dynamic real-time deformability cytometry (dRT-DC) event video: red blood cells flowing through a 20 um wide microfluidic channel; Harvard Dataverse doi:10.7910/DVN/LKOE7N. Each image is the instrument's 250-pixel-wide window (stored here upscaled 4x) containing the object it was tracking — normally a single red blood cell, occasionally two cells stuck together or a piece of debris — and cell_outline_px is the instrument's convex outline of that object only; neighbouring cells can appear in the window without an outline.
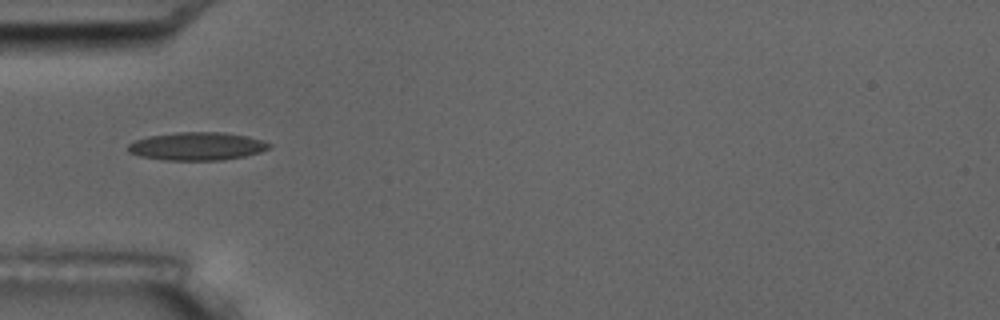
{"species": "common noctule bat (a hibernating species)", "species_latin": "Nyctalus noctula", "temperature_condition": "room temperature", "stored_images_in_passage": 10, "camera_frame_rate_fps": 3000, "um_per_image_px": 0.085, "animal": {"sex": "male", "body_mass_g": 17.5, "forearm_length_mm": 52.3}, "frame": {"image": 1, "passage_image": 4, "time_ms": 3.333, "image_size_px": [1000, 320], "cell_outline_px": [[272, 144], [268, 148], [260, 152], [244, 156], [220, 160], [164, 160], [140, 156], [128, 152], [128, 144], [136, 140], [148, 136], [176, 132], [220, 132], [248, 136]], "centroid_in_image_um": [16.72, 12.43], "position_along_channel_um": 68.3, "area_um2": 22.95}}
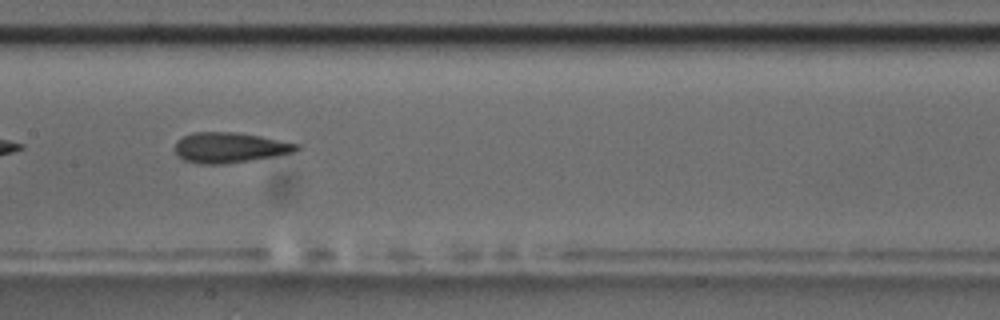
{"frame": {"image": 2, "passage_image": 7, "time_ms": 6.667, "image_size_px": [1000, 320], "cell_outline_px": [[300, 148], [296, 152], [276, 156], [228, 164], [200, 164], [184, 160], [176, 156], [176, 140], [192, 132], [236, 132], [260, 136], [300, 144]], "centroid_in_image_um": [19.54, 12.55], "position_along_channel_um": 187.9, "area_um2": 21.73}}
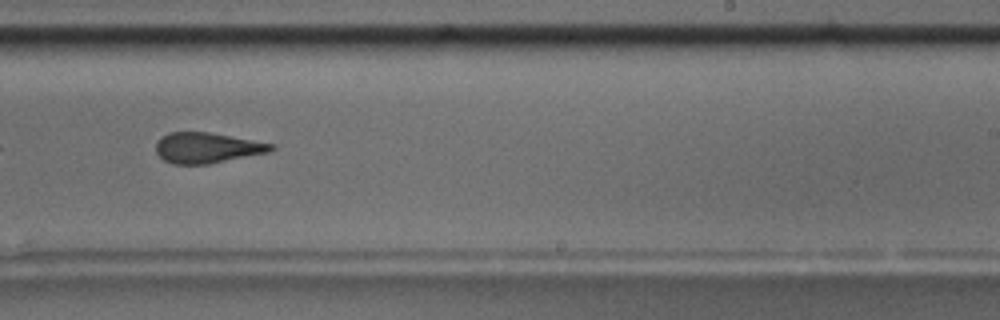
{"frame": {"image": 3, "passage_image": 9, "time_ms": 9.0, "image_size_px": [1000, 320], "cell_outline_px": [[276, 148], [268, 152], [208, 164], [172, 164], [164, 160], [156, 152], [156, 140], [160, 136], [168, 132], [208, 132], [276, 144]], "centroid_in_image_um": [17.57, 12.55], "position_along_channel_um": 271.4, "area_um2": 20.52}}